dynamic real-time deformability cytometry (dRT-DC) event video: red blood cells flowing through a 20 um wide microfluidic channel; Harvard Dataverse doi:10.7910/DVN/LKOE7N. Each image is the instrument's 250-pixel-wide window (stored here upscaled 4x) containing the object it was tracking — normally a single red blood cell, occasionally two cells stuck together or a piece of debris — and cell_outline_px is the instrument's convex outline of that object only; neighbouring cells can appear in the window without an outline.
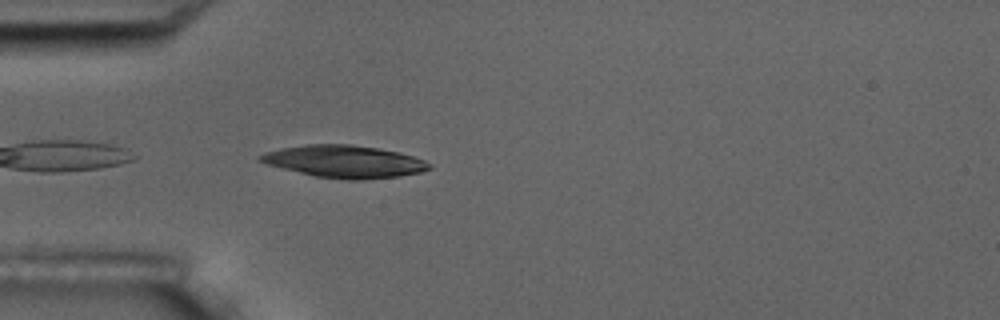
{"species": "common noctule bat (a hibernating species)", "species_latin": "Nyctalus noctula", "temperature_condition": "room temperature", "stored_images_in_passage": 1, "camera_frame_rate_fps": 3000, "um_per_image_px": 0.085, "animal": {"sex": "male", "body_mass_g": 17.5, "forearm_length_mm": 52.3}, "frame": {"image": 1, "passage_image": 1, "time_ms": 0.0, "image_size_px": [1000, 320], "cell_outline_px": [[432, 168], [420, 172], [400, 176], [360, 180], [348, 180], [316, 176], [268, 164], [256, 160], [256, 156], [264, 152], [280, 148], [308, 144], [352, 144], [400, 152], [424, 160]], "centroid_in_image_um": [29.25, 13.72], "position_along_channel_um": 55.8, "area_um2": 31.67}}